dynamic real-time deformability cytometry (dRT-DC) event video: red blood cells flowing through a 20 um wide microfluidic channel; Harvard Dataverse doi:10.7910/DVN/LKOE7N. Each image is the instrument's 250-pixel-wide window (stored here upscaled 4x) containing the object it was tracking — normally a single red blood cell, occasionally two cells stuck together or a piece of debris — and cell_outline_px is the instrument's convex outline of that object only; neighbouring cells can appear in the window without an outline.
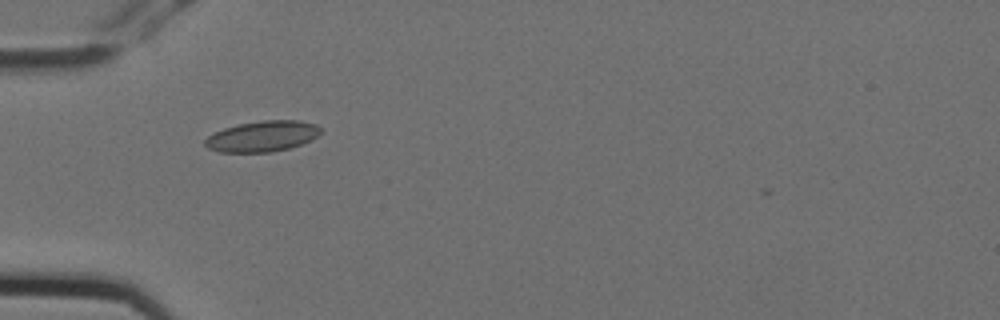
{"species": "Egyptian fruit bat (a non-hibernating species)", "species_latin": "Rousettus aegyptiacus", "temperature_condition": "cold", "stored_images_in_passage": 8, "camera_frame_rate_fps": 3000, "um_per_image_px": 0.085, "animal": {"sex": "female"}, "frame": {"image": 1, "passage_image": 6, "time_ms": 1.667, "image_size_px": [1000, 320], "cell_outline_px": [[324, 132], [312, 140], [288, 148], [272, 152], [220, 152], [208, 148], [204, 144], [204, 140], [208, 136], [224, 128], [236, 124], [264, 120], [300, 120], [316, 124], [324, 128]], "centroid_in_image_um": [22.36, 11.57], "position_along_channel_um": 62.6, "area_um2": 20.98}}
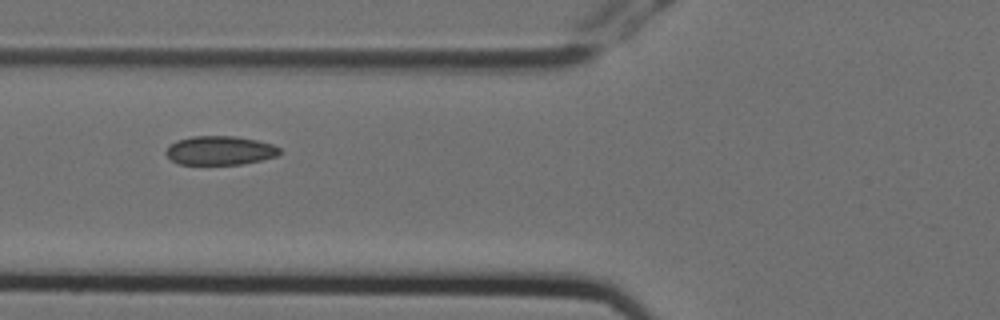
{"frame": {"image": 2, "passage_image": 7, "time_ms": 2.0, "image_size_px": [1000, 320], "cell_outline_px": [[280, 152], [276, 156], [260, 160], [240, 164], [180, 164], [172, 160], [164, 152], [168, 144], [176, 140], [192, 136], [236, 136], [256, 140], [272, 144], [280, 148]], "centroid_in_image_um": [18.65, 12.78], "position_along_channel_um": 107.2, "area_um2": 19.13}}
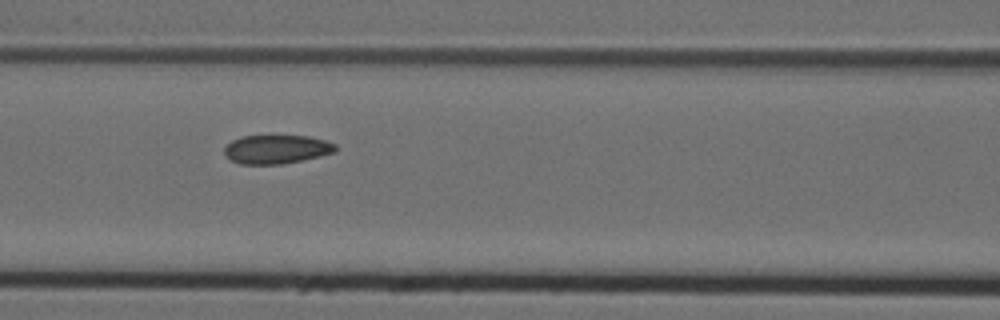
{"frame": {"image": 3, "passage_image": 8, "time_ms": 2.333, "image_size_px": [1000, 320], "cell_outline_px": [[336, 152], [320, 156], [280, 164], [240, 164], [232, 160], [224, 152], [224, 148], [232, 140], [240, 136], [308, 136], [324, 140], [336, 144]], "centroid_in_image_um": [23.51, 12.68], "position_along_channel_um": 143.1, "area_um2": 18.44}}